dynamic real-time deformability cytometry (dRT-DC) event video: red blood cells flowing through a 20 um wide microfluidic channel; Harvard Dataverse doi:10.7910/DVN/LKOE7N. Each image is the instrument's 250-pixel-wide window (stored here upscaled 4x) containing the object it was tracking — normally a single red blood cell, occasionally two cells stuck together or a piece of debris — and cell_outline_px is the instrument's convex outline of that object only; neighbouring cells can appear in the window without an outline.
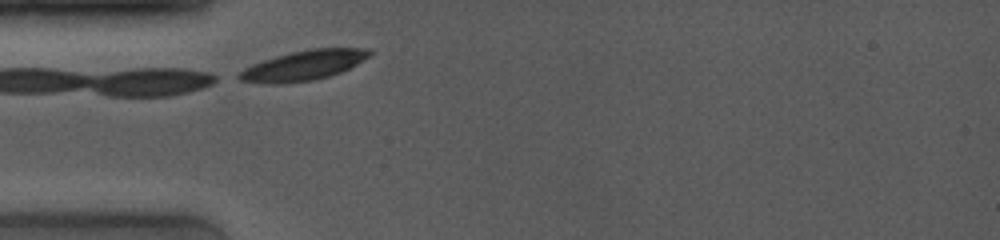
{"species": "common noctule bat (a hibernating species)", "species_latin": "Nyctalus noctula", "temperature_condition": "room temperature", "stored_images_in_passage": 11, "camera_frame_rate_fps": 4000, "um_per_image_px": 0.085, "animal": {"sex": "female", "body_mass_g": 19.0, "forearm_length_mm": 53.3}, "frame": {"image": 1, "passage_image": 1, "time_ms": 0.0, "image_size_px": [1000, 240], "cell_outline_px": [[372, 52], [364, 60], [340, 72], [328, 76], [312, 80], [280, 84], [268, 84], [240, 80], [232, 76], [244, 68], [252, 64], [276, 56], [292, 52], [312, 48], [368, 48]], "centroid_in_image_um": [25.74, 5.56], "position_along_channel_um": 59.3, "area_um2": 22.66}}